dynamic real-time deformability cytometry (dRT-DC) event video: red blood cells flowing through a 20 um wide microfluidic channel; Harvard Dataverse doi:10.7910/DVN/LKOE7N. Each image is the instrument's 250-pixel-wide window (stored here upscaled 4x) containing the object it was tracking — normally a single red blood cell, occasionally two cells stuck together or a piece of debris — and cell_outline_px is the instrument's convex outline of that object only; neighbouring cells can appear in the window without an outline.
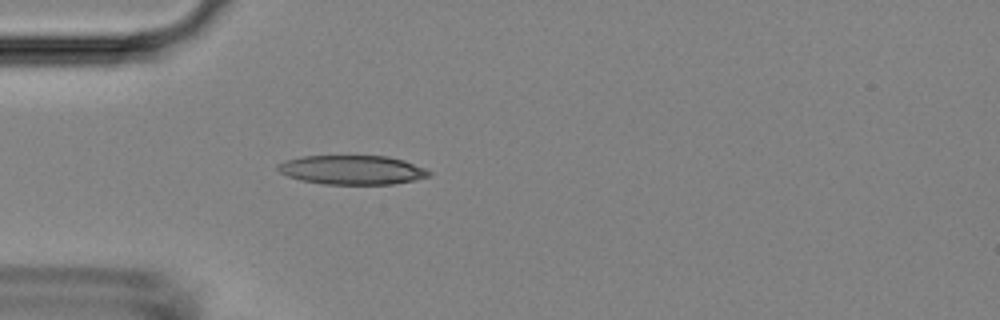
{"species": "Egyptian fruit bat (a non-hibernating species)", "species_latin": "Rousettus aegyptiacus", "temperature_condition": "room temperature", "stored_images_in_passage": 28, "camera_frame_rate_fps": 3000, "um_per_image_px": 0.085, "animal": {"sex": "female"}, "frame": {"image": 1, "passage_image": 1, "time_ms": 0.0, "image_size_px": [1000, 320], "cell_outline_px": [[432, 172], [428, 176], [416, 180], [392, 184], [324, 184], [300, 180], [288, 176], [280, 172], [276, 168], [276, 164], [284, 160], [300, 156], [388, 156], [404, 160], [424, 168]], "centroid_in_image_um": [29.9, 14.44], "position_along_channel_um": 55.1, "area_um2": 25.78}}
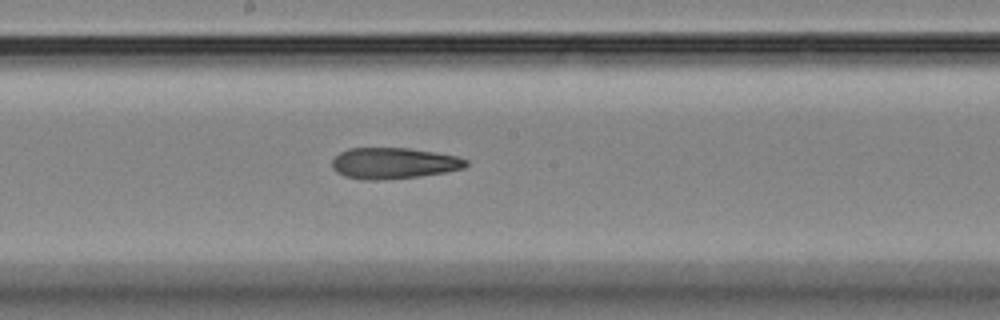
{"frame": {"image": 2, "passage_image": 14, "time_ms": 4.333, "image_size_px": [1000, 320], "cell_outline_px": [[468, 164], [464, 168], [444, 172], [420, 176], [380, 180], [364, 180], [344, 176], [336, 172], [332, 168], [332, 160], [340, 152], [348, 148], [408, 148], [436, 152], [456, 156], [468, 160]], "centroid_in_image_um": [33.44, 13.87], "position_along_channel_um": 214.8, "area_um2": 24.33}}
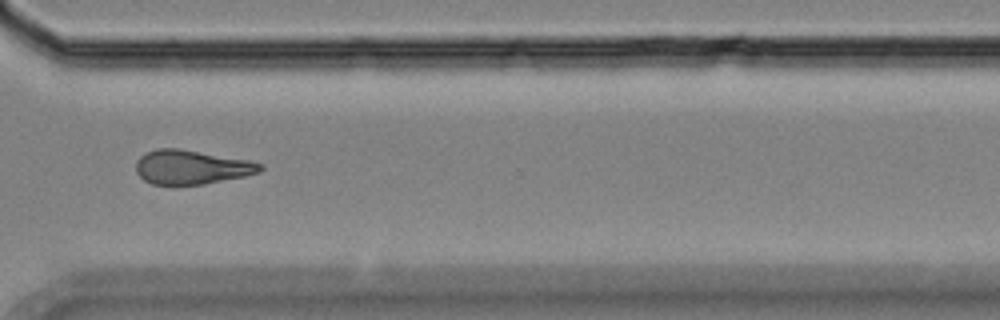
{"frame": {"image": 3, "passage_image": 25, "time_ms": 8.0, "image_size_px": [1000, 320], "cell_outline_px": [[264, 168], [260, 172], [244, 176], [204, 184], [152, 184], [144, 180], [136, 172], [136, 160], [140, 156], [156, 148], [176, 148], [248, 160], [264, 164]], "centroid_in_image_um": [16.27, 14.2], "position_along_channel_um": 354.3, "area_um2": 24.51}}